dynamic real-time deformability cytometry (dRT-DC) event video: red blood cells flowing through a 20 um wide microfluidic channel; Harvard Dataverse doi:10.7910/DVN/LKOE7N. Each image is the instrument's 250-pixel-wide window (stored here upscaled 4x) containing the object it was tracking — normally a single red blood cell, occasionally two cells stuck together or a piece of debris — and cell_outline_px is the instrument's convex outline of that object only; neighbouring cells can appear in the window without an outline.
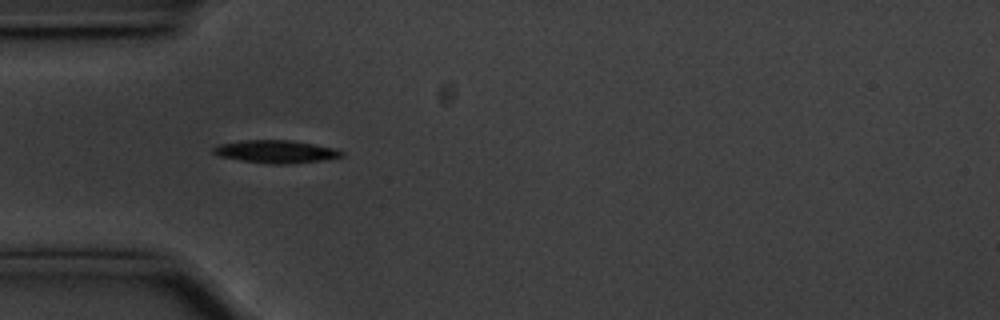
{"species": "common noctule bat (a hibernating species)", "species_latin": "Nyctalus noctula", "temperature_condition": "cold", "stored_images_in_passage": 40, "camera_frame_rate_fps": 3000, "um_per_image_px": 0.085, "animal": {"sex": "male", "body_mass_g": 20.1, "forearm_length_mm": 53.5}, "frame": {"image": 1, "passage_image": 1, "time_ms": 0.0, "image_size_px": [1000, 320], "cell_outline_px": [[344, 156], [324, 160], [284, 164], [272, 164], [240, 160], [220, 156], [212, 152], [212, 148], [220, 144], [240, 140], [292, 140], [336, 148], [344, 152]], "centroid_in_image_um": [23.47, 12.88], "position_along_channel_um": 61.5, "area_um2": 17.05}}
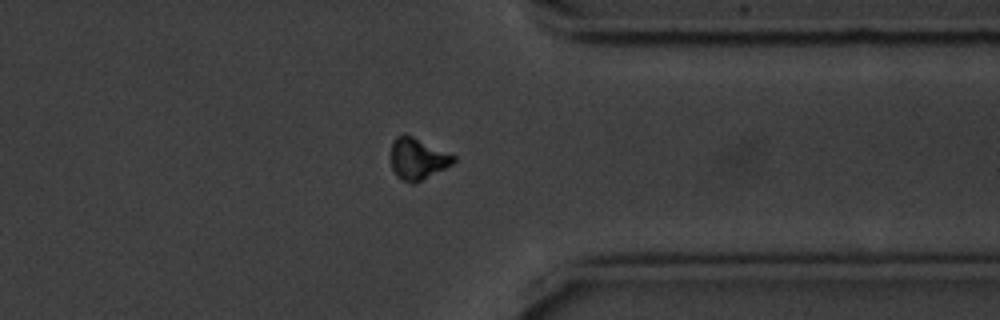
{"frame": {"image": 2, "passage_image": 28, "time_ms": 9.0, "image_size_px": [1000, 320], "cell_outline_px": [[456, 160], [452, 164], [412, 184], [400, 180], [396, 176], [392, 168], [392, 144], [396, 136], [404, 132], [456, 156]], "centroid_in_image_um": [35.48, 13.48], "position_along_channel_um": 375.9, "area_um2": 14.97}}
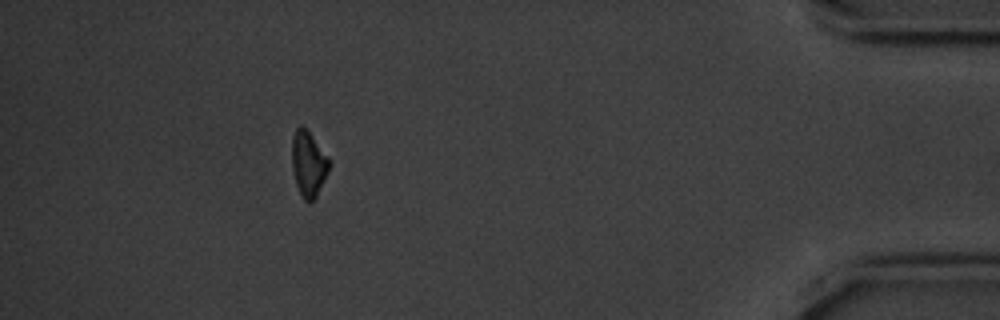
{"frame": {"image": 3, "passage_image": 35, "time_ms": 11.333, "image_size_px": [1000, 320], "cell_outline_px": [[332, 160], [328, 172], [316, 196], [312, 200], [304, 200], [296, 184], [292, 168], [292, 136], [296, 128], [300, 124], [312, 136]], "centroid_in_image_um": [26.23, 13.89], "position_along_channel_um": 409.0, "area_um2": 14.1}}